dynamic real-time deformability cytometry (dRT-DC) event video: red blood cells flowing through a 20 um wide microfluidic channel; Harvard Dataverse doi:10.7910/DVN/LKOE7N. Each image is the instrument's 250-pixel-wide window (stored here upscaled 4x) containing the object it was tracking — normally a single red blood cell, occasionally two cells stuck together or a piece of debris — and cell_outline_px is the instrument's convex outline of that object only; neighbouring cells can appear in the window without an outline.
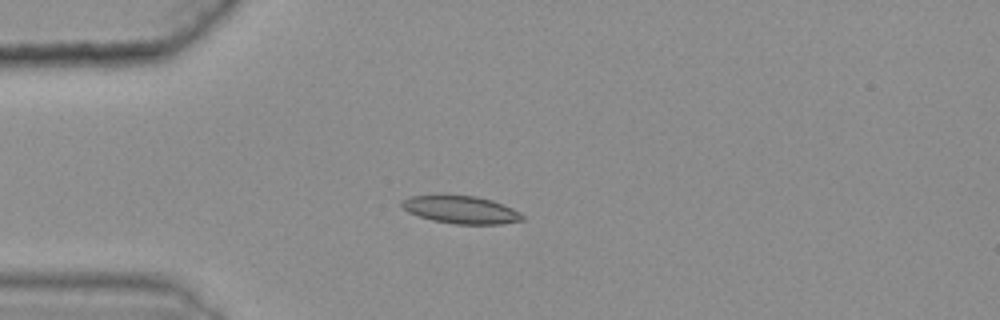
{"species": "common noctule bat (a hibernating species)", "species_latin": "Nyctalus noctula", "temperature_condition": "warm", "stored_images_in_passage": 46, "camera_frame_rate_fps": 3000, "um_per_image_px": 0.085, "animal": {"sex": "female", "body_mass_g": 25.1}, "frame": {"image": 1, "passage_image": 14, "time_ms": 4.333, "image_size_px": [1000, 320], "cell_outline_px": [[524, 220], [500, 224], [456, 224], [432, 220], [408, 212], [400, 204], [404, 200], [412, 196], [440, 192], [476, 196], [492, 200], [512, 208], [520, 212], [524, 216]], "centroid_in_image_um": [39.16, 17.78], "position_along_channel_um": 45.8, "area_um2": 20.0}}
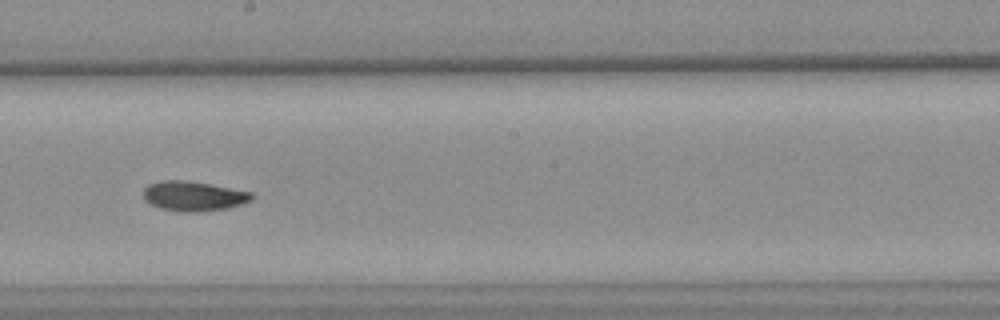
{"frame": {"image": 2, "passage_image": 31, "time_ms": 10.0, "image_size_px": [1000, 320], "cell_outline_px": [[252, 200], [228, 208], [196, 212], [184, 212], [160, 208], [144, 200], [144, 188], [148, 184], [160, 180], [188, 180], [252, 192]], "centroid_in_image_um": [16.42, 16.66], "position_along_channel_um": 231.8, "area_um2": 18.73}}
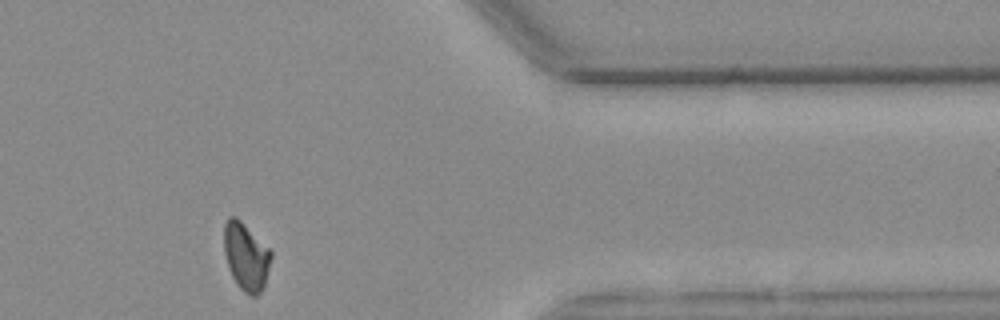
{"frame": {"image": 3, "passage_image": 46, "time_ms": 15.0, "image_size_px": [1000, 320], "cell_outline_px": [[272, 256], [264, 284], [260, 292], [256, 296], [252, 296], [244, 292], [236, 284], [228, 268], [224, 252], [224, 224], [228, 216], [236, 216], [272, 252]], "centroid_in_image_um": [20.88, 21.8], "position_along_channel_um": 390.5, "area_um2": 18.38}, "authors_computed_cell_mechanics": {"area_um2": 18.7561, "velocity_mm_per_s": 3.5965, "shape_relaxation_time_tau1_ms": null, "shape_relaxation_time_tau2_ms": 5.0006, "deformation_change_tau1": null, "deformation_change_tau2": 0.0985}}